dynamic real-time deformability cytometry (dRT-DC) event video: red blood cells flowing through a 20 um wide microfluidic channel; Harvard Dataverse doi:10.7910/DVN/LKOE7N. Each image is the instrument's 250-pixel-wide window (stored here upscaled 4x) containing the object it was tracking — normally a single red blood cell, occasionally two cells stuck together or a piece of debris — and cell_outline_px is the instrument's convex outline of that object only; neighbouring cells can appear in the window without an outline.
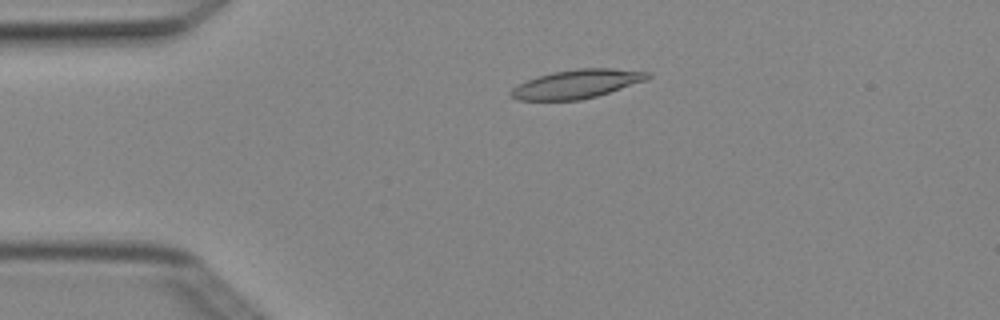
{"species": "Egyptian fruit bat (a non-hibernating species)", "species_latin": "Rousettus aegyptiacus", "temperature_condition": "cold", "stored_images_in_passage": 4, "camera_frame_rate_fps": 3000, "um_per_image_px": 0.085, "animal": {"sex": "female"}, "frame": {"image": 1, "passage_image": 3, "time_ms": 0.667, "image_size_px": [1000, 320], "cell_outline_px": [[652, 76], [644, 80], [596, 96], [580, 100], [516, 100], [508, 96], [512, 88], [516, 84], [552, 72], [576, 68], [612, 68], [652, 72]], "centroid_in_image_um": [48.98, 7.13], "position_along_channel_um": 36.0, "area_um2": 22.77}}